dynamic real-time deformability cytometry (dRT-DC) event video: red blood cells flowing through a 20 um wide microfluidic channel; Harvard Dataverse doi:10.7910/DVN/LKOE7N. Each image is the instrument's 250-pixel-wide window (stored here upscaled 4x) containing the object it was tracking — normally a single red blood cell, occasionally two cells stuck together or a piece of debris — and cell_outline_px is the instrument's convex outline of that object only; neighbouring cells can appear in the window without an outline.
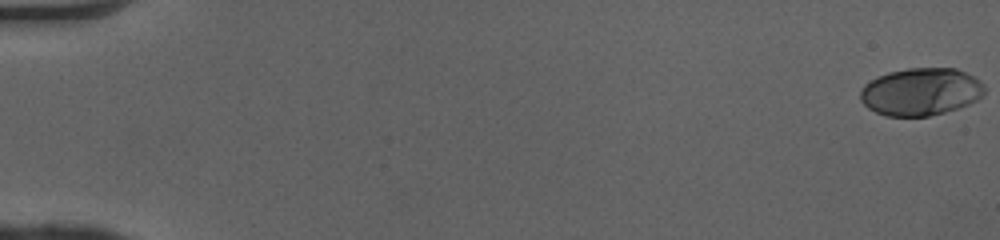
{"species": "human", "species_latin": "Homo sapiens", "temperature_condition": "cold", "stored_images_in_passage": 51, "camera_frame_rate_fps": 3000, "um_per_image_px": 0.085, "donor": {"sex": "female"}, "frame": {"image": 1, "passage_image": 1, "time_ms": 0.0, "image_size_px": [1000, 240], "cell_outline_px": [[984, 92], [976, 100], [968, 104], [944, 112], [928, 116], [888, 116], [876, 112], [868, 108], [860, 100], [860, 92], [864, 84], [876, 76], [888, 72], [908, 68], [956, 68], [980, 80], [984, 84]], "centroid_in_image_um": [78.24, 7.78], "position_along_channel_um": 6.8, "area_um2": 34.33}}
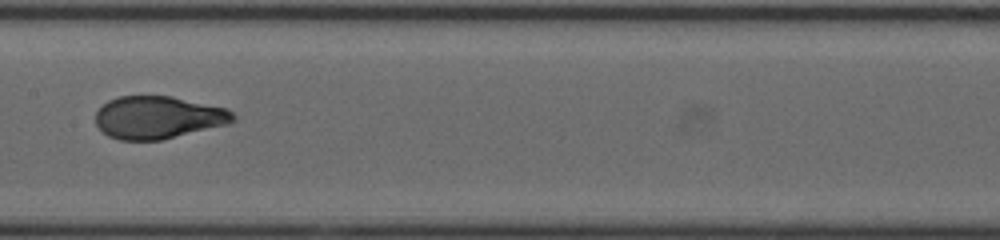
{"frame": {"image": 2, "passage_image": 28, "time_ms": 9.0, "image_size_px": [1000, 240], "cell_outline_px": [[236, 120], [228, 124], [160, 140], [120, 140], [108, 136], [96, 124], [96, 112], [108, 100], [120, 96], [172, 96], [228, 108], [236, 116]], "centroid_in_image_um": [13.47, 9.97], "position_along_channel_um": 193.9, "area_um2": 34.1}}
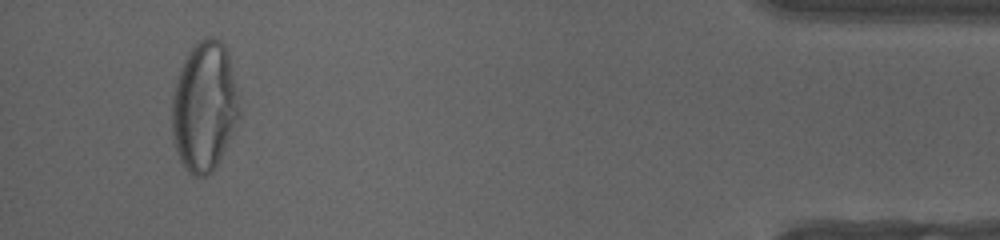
{"frame": {"image": 3, "passage_image": 49, "time_ms": 16.0, "image_size_px": [1000, 240], "cell_outline_px": [[240, 112], [220, 160], [212, 172], [208, 176], [192, 176], [188, 172], [180, 160], [176, 148], [172, 132], [172, 96], [176, 76], [188, 52], [200, 40], [208, 36], [212, 36], [220, 40], [224, 44], [228, 52], [236, 88]], "centroid_in_image_um": [17.35, 9.05], "position_along_channel_um": 417.9, "area_um2": 50.75}, "authors_computed_cell_mechanics": {"area_um2": 34.5644, "velocity_mm_per_s": 4.092, "shape_relaxation_time_tau1_ms": 6.8186, "shape_relaxation_time_tau2_ms": null, "deformation_change_tau1": 0.2731, "deformation_change_tau2": null}}